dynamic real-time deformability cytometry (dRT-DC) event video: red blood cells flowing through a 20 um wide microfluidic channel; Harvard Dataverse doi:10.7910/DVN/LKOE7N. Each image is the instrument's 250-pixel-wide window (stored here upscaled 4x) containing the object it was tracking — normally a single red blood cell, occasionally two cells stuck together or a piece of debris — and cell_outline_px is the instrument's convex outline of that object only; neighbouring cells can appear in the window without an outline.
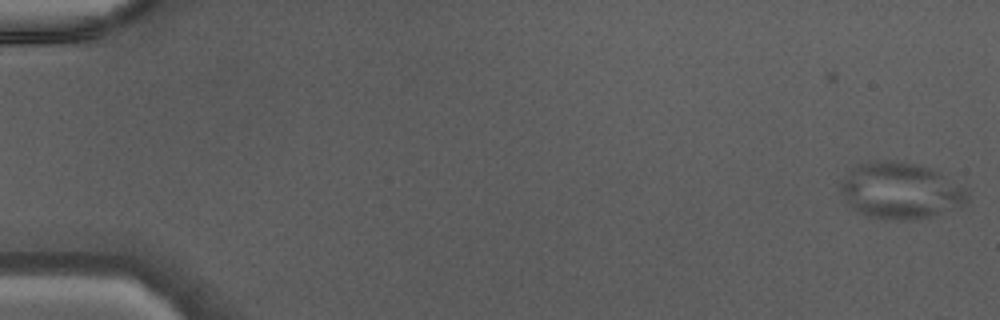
{"species": "Egyptian fruit bat (a non-hibernating species)", "species_latin": "Rousettus aegyptiacus", "temperature_condition": "warm", "stored_images_in_passage": 46, "camera_frame_rate_fps": 3000, "um_per_image_px": 0.085, "animal": {"sex": "male"}, "frame": {"image": 1, "passage_image": 1, "time_ms": 0.0, "image_size_px": [1000, 320], "cell_outline_px": [[968, 200], [960, 204], [928, 216], [868, 216], [852, 208], [848, 204], [840, 192], [840, 184], [860, 164], [868, 160], [888, 160], [920, 164], [940, 172], [964, 188], [968, 192]], "centroid_in_image_um": [76.51, 16.12], "position_along_channel_um": 8.5, "area_um2": 39.71}}
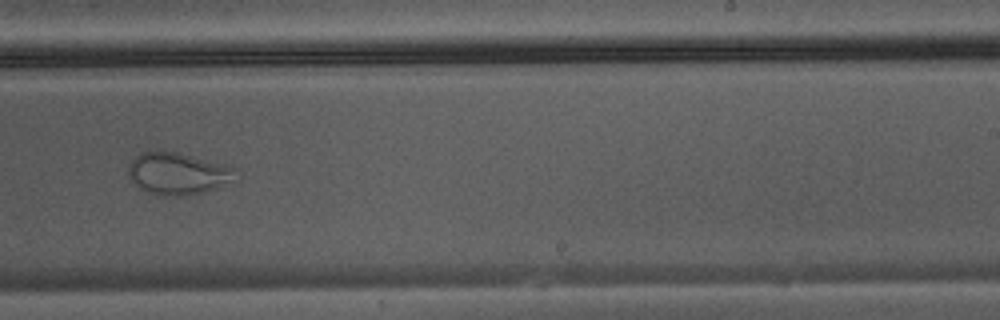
{"frame": {"image": 2, "passage_image": 30, "time_ms": 9.667, "image_size_px": [1000, 320], "cell_outline_px": [[240, 180], [236, 184], [204, 192], [180, 196], [160, 196], [148, 192], [140, 188], [128, 176], [128, 164], [140, 152], [176, 152], [192, 156], [232, 168]], "centroid_in_image_um": [15.16, 14.79], "position_along_channel_um": 273.8, "area_um2": 26.36}}
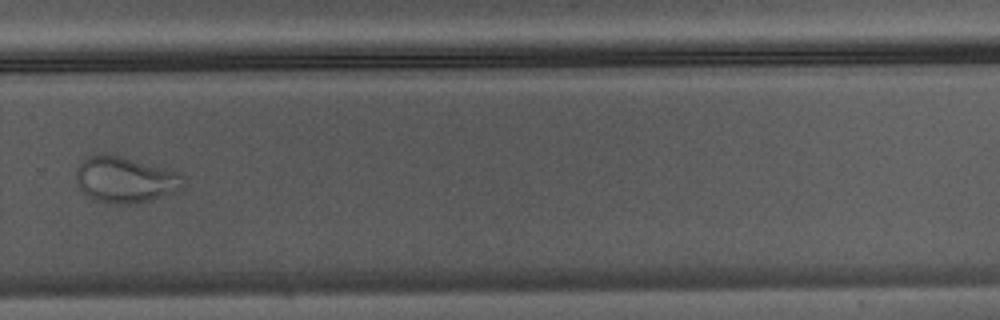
{"frame": {"image": 3, "passage_image": 33, "time_ms": 10.667, "image_size_px": [1000, 320], "cell_outline_px": [[184, 188], [148, 200], [128, 204], [120, 204], [96, 200], [88, 196], [80, 188], [76, 180], [76, 168], [80, 160], [96, 152], [120, 156], [180, 172], [184, 184]], "centroid_in_image_um": [10.59, 15.24], "position_along_channel_um": 319.2, "area_um2": 28.61}}